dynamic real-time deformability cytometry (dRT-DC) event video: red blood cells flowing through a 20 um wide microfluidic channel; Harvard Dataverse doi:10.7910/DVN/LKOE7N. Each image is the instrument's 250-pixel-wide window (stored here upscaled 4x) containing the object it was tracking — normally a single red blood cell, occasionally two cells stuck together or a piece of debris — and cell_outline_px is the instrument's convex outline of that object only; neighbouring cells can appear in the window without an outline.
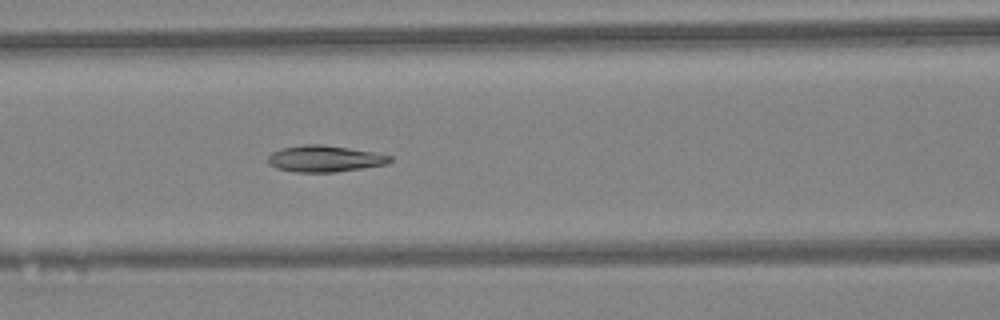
{"species": "Egyptian fruit bat (a non-hibernating species)", "species_latin": "Rousettus aegyptiacus", "temperature_condition": "warm", "stored_images_in_passage": 47, "camera_frame_rate_fps": 3000, "um_per_image_px": 0.085, "animal": {"sex": "female"}, "frame": {"image": 1, "passage_image": 20, "time_ms": 6.333, "image_size_px": [1000, 320], "cell_outline_px": [[392, 160], [388, 164], [336, 172], [296, 172], [276, 168], [268, 164], [268, 156], [272, 152], [280, 148], [304, 144], [320, 144], [348, 148], [372, 152], [392, 156]], "centroid_in_image_um": [27.57, 13.49], "position_along_channel_um": 139.0, "area_um2": 18.79}}
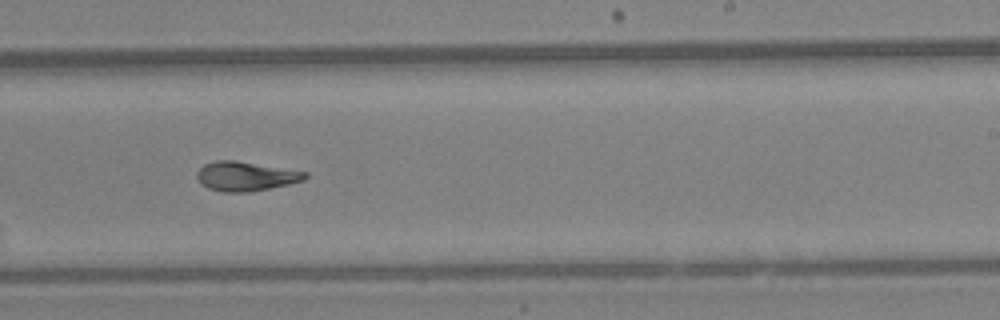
{"frame": {"image": 2, "passage_image": 29, "time_ms": 9.333, "image_size_px": [1000, 320], "cell_outline_px": [[308, 176], [304, 180], [288, 184], [248, 192], [220, 192], [208, 188], [200, 184], [196, 176], [196, 172], [204, 164], [216, 160], [236, 160], [308, 172]], "centroid_in_image_um": [20.85, 14.98], "position_along_channel_um": 268.2, "area_um2": 18.55}}
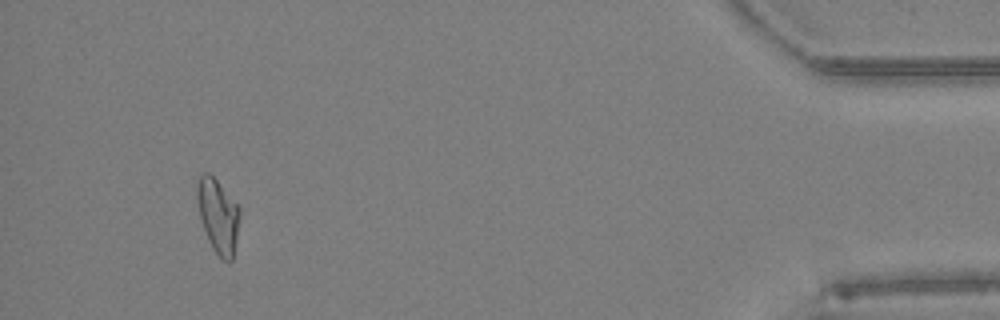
{"frame": {"image": 3, "passage_image": 44, "time_ms": 14.333, "image_size_px": [1000, 320], "cell_outline_px": [[240, 216], [236, 240], [232, 260], [228, 264], [212, 248], [208, 240], [200, 220], [196, 196], [196, 184], [200, 176], [204, 172], [208, 172], [216, 180], [240, 208]], "centroid_in_image_um": [18.51, 18.35], "position_along_channel_um": 416.7, "area_um2": 18.32}, "authors_computed_cell_mechanics": {"area_um2": 18.7272, "velocity_mm_per_s": 4.3301, "shape_relaxation_time_tau1_ms": null, "shape_relaxation_time_tau2_ms": 3.9791, "deformation_change_tau1": null, "deformation_change_tau2": 0.0956}}